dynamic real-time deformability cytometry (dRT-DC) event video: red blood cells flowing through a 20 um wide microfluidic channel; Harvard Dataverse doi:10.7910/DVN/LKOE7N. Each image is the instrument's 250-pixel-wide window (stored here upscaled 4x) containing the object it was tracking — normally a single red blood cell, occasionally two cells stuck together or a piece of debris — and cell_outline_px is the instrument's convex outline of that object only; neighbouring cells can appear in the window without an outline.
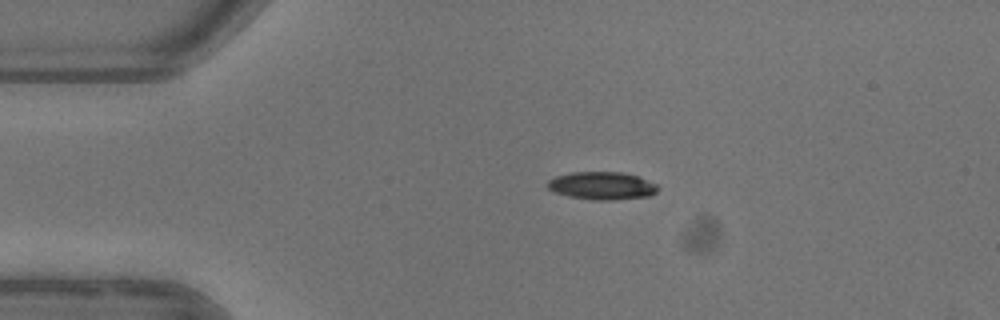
{"species": "common noctule bat (a hibernating species)", "species_latin": "Nyctalus noctula", "temperature_condition": "warm", "stored_images_in_passage": 4, "camera_frame_rate_fps": 3000, "um_per_image_px": 0.085, "animal": {"sex": "female"}, "frame": {"image": 1, "passage_image": 2, "time_ms": 1.667, "image_size_px": [1000, 320], "cell_outline_px": [[660, 188], [656, 192], [648, 196], [612, 200], [596, 200], [568, 196], [556, 192], [548, 188], [548, 180], [556, 176], [572, 172], [624, 172], [636, 176], [656, 184]], "centroid_in_image_um": [51.17, 15.78], "position_along_channel_um": 33.8, "area_um2": 17.69}}
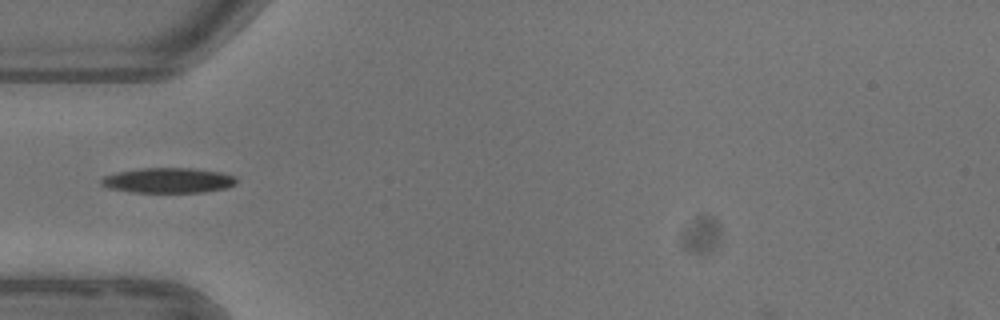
{"frame": {"image": 2, "passage_image": 3, "time_ms": 3.667, "image_size_px": [1000, 320], "cell_outline_px": [[236, 184], [224, 188], [200, 192], [132, 192], [108, 188], [100, 184], [100, 180], [104, 176], [116, 172], [140, 168], [192, 168], [220, 172], [236, 176]], "centroid_in_image_um": [14.27, 15.32], "position_along_channel_um": 70.7, "area_um2": 19.77}}
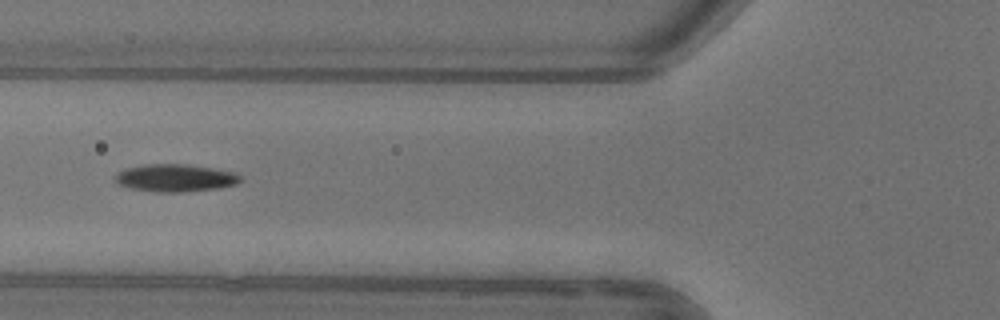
{"frame": {"image": 3, "passage_image": 4, "time_ms": 4.667, "image_size_px": [1000, 320], "cell_outline_px": [[240, 180], [236, 184], [220, 188], [184, 192], [156, 192], [132, 188], [120, 184], [116, 180], [116, 176], [120, 172], [128, 168], [144, 164], [184, 164], [212, 168], [236, 172], [240, 176]], "centroid_in_image_um": [14.96, 15.13], "position_along_channel_um": 110.8, "area_um2": 19.83}}